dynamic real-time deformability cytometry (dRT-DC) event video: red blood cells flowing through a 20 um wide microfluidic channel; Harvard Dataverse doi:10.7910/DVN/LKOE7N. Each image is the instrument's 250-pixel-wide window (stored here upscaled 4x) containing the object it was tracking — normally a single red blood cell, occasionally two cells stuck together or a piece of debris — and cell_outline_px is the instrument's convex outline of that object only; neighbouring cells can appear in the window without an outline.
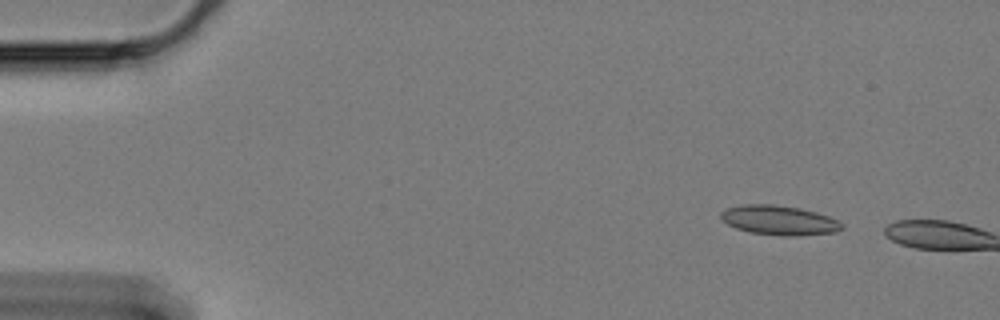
{"species": "Egyptian fruit bat (a non-hibernating species)", "species_latin": "Rousettus aegyptiacus", "temperature_condition": "cold", "stored_images_in_passage": 9, "camera_frame_rate_fps": 3000, "um_per_image_px": 0.085, "animal": {"sex": "female"}, "frame": {"image": 1, "passage_image": 1, "time_ms": 0.0, "image_size_px": [1000, 320], "cell_outline_px": [[844, 228], [836, 232], [796, 236], [784, 236], [752, 232], [736, 228], [720, 220], [720, 212], [728, 208], [744, 204], [772, 204], [800, 208], [816, 212], [840, 220], [844, 224]], "centroid_in_image_um": [66.26, 18.72], "position_along_channel_um": 18.7, "area_um2": 20.92}}